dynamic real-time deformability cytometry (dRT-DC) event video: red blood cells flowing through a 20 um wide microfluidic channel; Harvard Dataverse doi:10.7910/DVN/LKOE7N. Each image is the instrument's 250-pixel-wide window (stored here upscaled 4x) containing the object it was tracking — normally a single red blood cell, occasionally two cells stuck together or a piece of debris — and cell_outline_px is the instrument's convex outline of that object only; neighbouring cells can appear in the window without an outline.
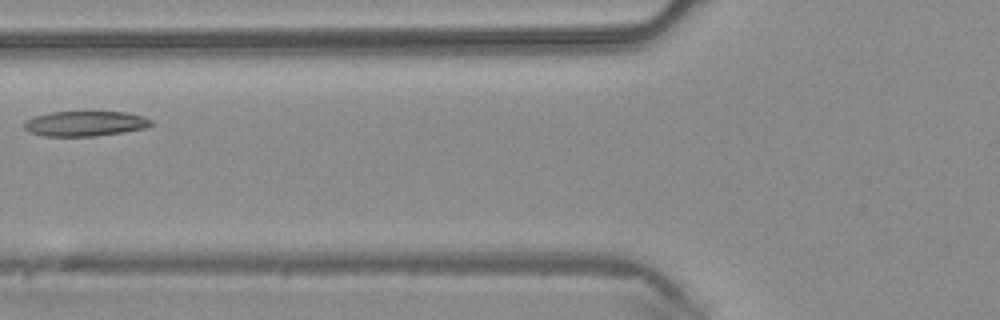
{"species": "common noctule bat (a hibernating species)", "species_latin": "Nyctalus noctula", "temperature_condition": "warm", "stored_images_in_passage": 3, "camera_frame_rate_fps": 3000, "um_per_image_px": 0.085, "animal": {"sex": "male", "body_mass_g": 20.4}, "frame": {"image": 1, "passage_image": 3, "time_ms": 0.667, "image_size_px": [1000, 320], "cell_outline_px": [[152, 124], [148, 128], [124, 132], [96, 136], [44, 136], [28, 132], [24, 128], [24, 120], [32, 116], [52, 112], [128, 112], [144, 116], [152, 120]], "centroid_in_image_um": [7.24, 10.5], "position_along_channel_um": 118.6, "area_um2": 18.84}}